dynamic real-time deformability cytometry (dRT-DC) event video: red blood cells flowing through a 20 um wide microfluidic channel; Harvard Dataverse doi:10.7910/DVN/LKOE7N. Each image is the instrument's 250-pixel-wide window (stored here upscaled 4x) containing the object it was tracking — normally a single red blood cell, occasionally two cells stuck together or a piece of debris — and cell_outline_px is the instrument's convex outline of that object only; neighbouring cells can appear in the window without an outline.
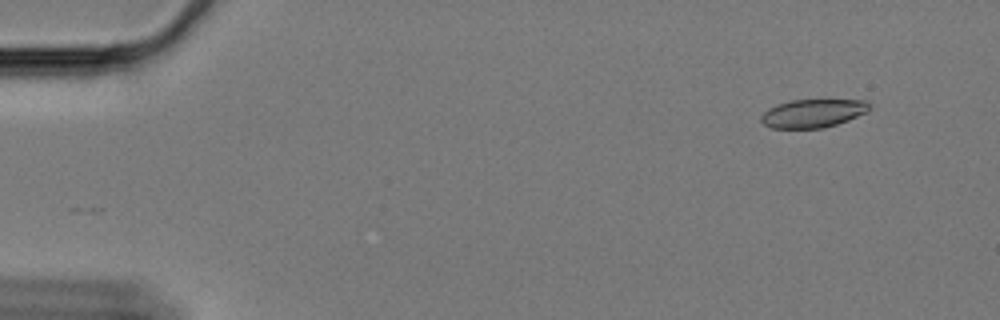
{"species": "Egyptian fruit bat (a non-hibernating species)", "species_latin": "Rousettus aegyptiacus", "temperature_condition": "cold", "stored_images_in_passage": 13, "camera_frame_rate_fps": 3000, "um_per_image_px": 0.085, "animal": {"sex": "female"}, "frame": {"image": 1, "passage_image": 1, "time_ms": 0.0, "image_size_px": [1000, 320], "cell_outline_px": [[872, 108], [868, 112], [848, 120], [824, 128], [772, 128], [764, 124], [760, 120], [760, 116], [768, 108], [776, 104], [788, 100], [868, 100], [872, 104]], "centroid_in_image_um": [69.13, 9.62], "position_along_channel_um": 15.9, "area_um2": 18.15}}